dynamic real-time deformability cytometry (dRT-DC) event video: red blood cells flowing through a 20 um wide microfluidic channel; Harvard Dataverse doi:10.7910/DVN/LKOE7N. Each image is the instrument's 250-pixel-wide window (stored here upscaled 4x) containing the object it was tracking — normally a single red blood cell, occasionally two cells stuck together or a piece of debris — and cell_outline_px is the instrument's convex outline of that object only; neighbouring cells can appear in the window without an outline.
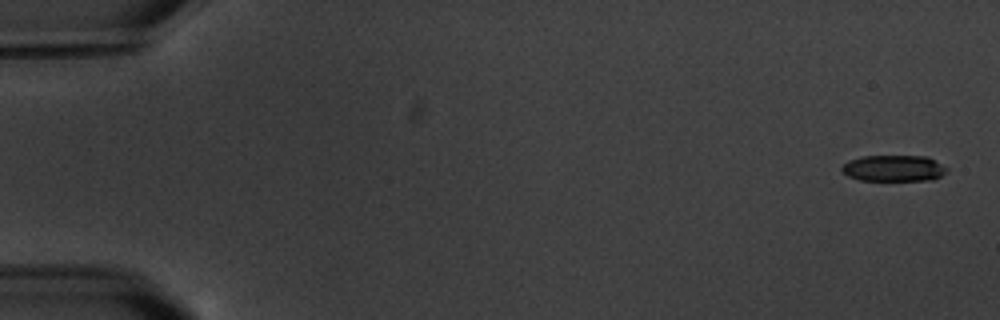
{"species": "common noctule bat (a hibernating species)", "species_latin": "Nyctalus noctula", "temperature_condition": "warm", "stored_images_in_passage": 8, "camera_frame_rate_fps": 3000, "um_per_image_px": 0.085, "animal": {"sex": "male", "body_mass_g": 20.1, "forearm_length_mm": 53.5}, "frame": {"image": 1, "passage_image": 1, "time_ms": 0.0, "image_size_px": [1000, 320], "cell_outline_px": [[948, 172], [932, 180], [860, 180], [848, 176], [840, 172], [840, 168], [848, 160], [864, 156], [928, 156], [948, 168]], "centroid_in_image_um": [75.96, 14.3], "position_along_channel_um": 9.0, "area_um2": 16.18}}
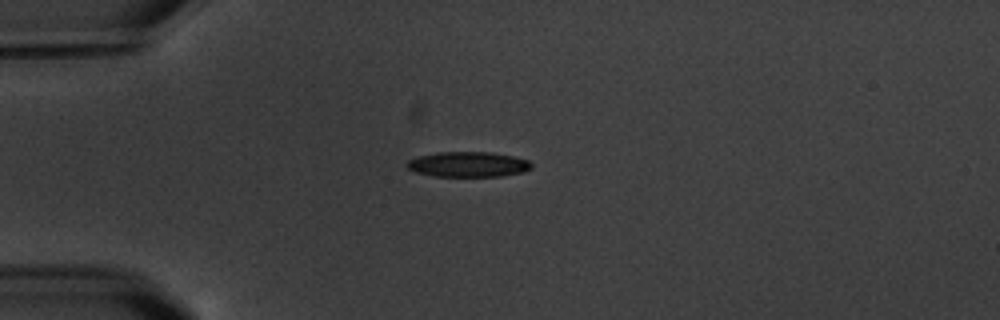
{"frame": {"image": 2, "passage_image": 5, "time_ms": 4.667, "image_size_px": [1000, 320], "cell_outline_px": [[532, 168], [524, 172], [500, 176], [432, 176], [416, 172], [408, 168], [404, 164], [408, 160], [420, 156], [440, 152], [492, 152], [512, 156], [528, 160], [532, 164]], "centroid_in_image_um": [39.8, 13.97], "position_along_channel_um": 45.2, "area_um2": 18.26}}
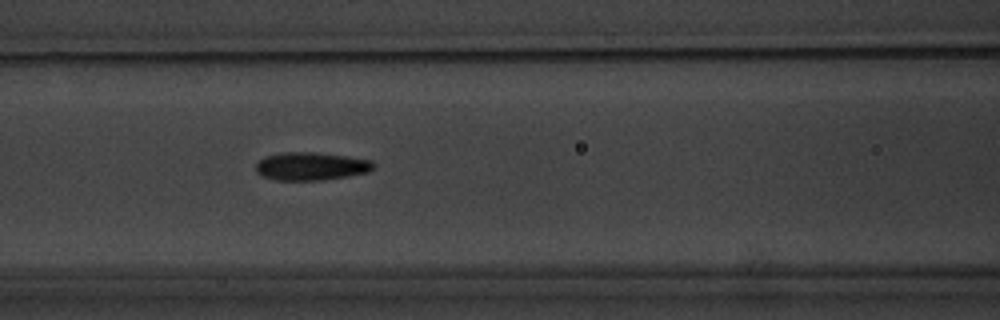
{"frame": {"image": 3, "passage_image": 8, "time_ms": 8.0, "image_size_px": [1000, 320], "cell_outline_px": [[376, 168], [368, 172], [348, 176], [324, 180], [276, 180], [260, 176], [256, 172], [256, 164], [264, 156], [280, 152], [312, 152], [348, 156], [372, 160], [376, 164]], "centroid_in_image_um": [26.45, 14.13], "position_along_channel_um": 140.1, "area_um2": 19.54}}